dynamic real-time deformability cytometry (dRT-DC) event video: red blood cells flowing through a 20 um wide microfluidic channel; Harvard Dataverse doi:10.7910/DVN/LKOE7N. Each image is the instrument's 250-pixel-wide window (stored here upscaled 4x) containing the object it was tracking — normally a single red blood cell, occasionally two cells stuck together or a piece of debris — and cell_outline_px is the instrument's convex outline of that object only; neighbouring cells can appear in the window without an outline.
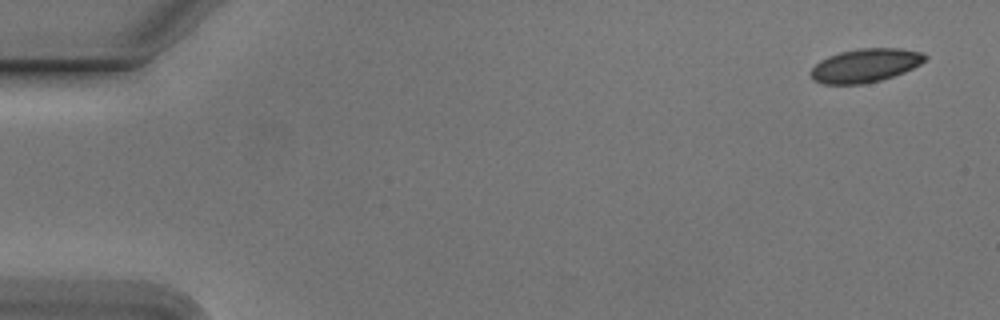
{"species": "Egyptian fruit bat (a non-hibernating species)", "species_latin": "Rousettus aegyptiacus", "temperature_condition": "cold", "stored_images_in_passage": 8, "camera_frame_rate_fps": 3000, "um_per_image_px": 0.085, "animal": {"sex": "male"}, "frame": {"image": 1, "passage_image": 1, "time_ms": 0.0, "image_size_px": [1000, 320], "cell_outline_px": [[928, 56], [920, 64], [904, 72], [880, 80], [864, 84], [824, 84], [812, 80], [808, 72], [820, 60], [828, 56], [840, 52], [860, 48], [900, 48], [920, 52]], "centroid_in_image_um": [73.5, 5.57], "position_along_channel_um": 11.5, "area_um2": 22.37}}